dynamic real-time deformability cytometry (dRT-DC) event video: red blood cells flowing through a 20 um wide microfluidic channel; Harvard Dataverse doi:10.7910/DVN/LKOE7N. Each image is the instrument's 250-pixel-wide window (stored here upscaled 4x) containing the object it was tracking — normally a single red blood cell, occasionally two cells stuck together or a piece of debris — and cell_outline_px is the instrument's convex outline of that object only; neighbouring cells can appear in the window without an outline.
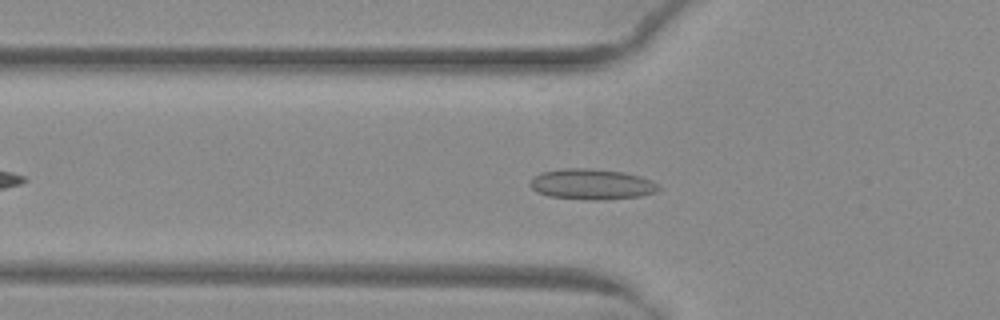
{"species": "common noctule bat (a hibernating species)", "species_latin": "Nyctalus noctula", "temperature_condition": "warm", "stored_images_in_passage": 40, "camera_frame_rate_fps": 3000, "um_per_image_px": 0.085, "animal": {"sex": "female", "body_mass_g": 29.2, "forearm_length_mm": 56.3}, "frame": {"image": 1, "passage_image": 6, "time_ms": 1.667, "image_size_px": [1000, 320], "cell_outline_px": [[660, 188], [656, 192], [640, 196], [600, 200], [588, 200], [548, 196], [536, 192], [528, 184], [540, 172], [564, 168], [584, 168], [624, 172], [640, 176], [652, 180]], "centroid_in_image_um": [50.28, 15.66], "position_along_channel_um": 75.5, "area_um2": 22.89}}
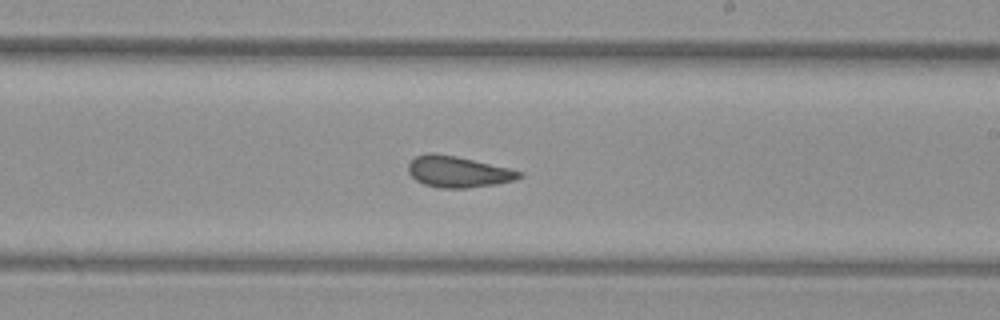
{"frame": {"image": 2, "passage_image": 19, "time_ms": 6.0, "image_size_px": [1000, 320], "cell_outline_px": [[524, 176], [516, 180], [496, 184], [468, 188], [440, 188], [424, 184], [416, 180], [408, 172], [408, 164], [416, 156], [432, 152], [456, 156], [508, 168], [524, 172]], "centroid_in_image_um": [38.95, 14.61], "position_along_channel_um": 250.0, "area_um2": 20.17}}
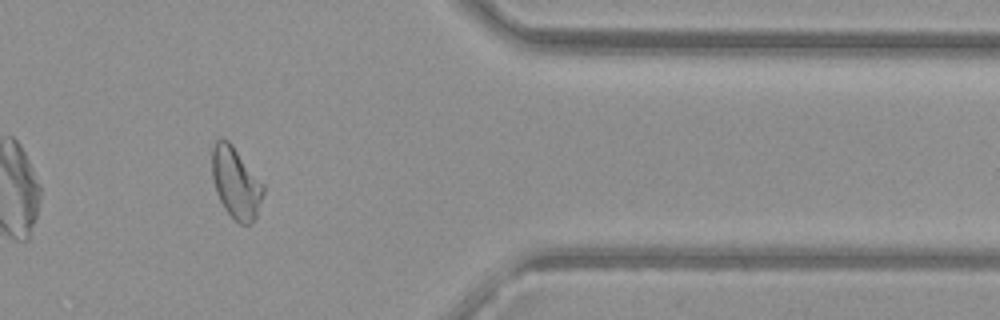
{"frame": {"image": 3, "passage_image": 31, "time_ms": 10.0, "image_size_px": [1000, 320], "cell_outline_px": [[264, 192], [256, 216], [248, 224], [240, 224], [224, 208], [216, 192], [212, 176], [212, 148], [216, 140], [220, 136], [228, 140], [232, 144], [264, 184]], "centroid_in_image_um": [20.04, 15.49], "position_along_channel_um": 391.4, "area_um2": 21.15}, "authors_computed_cell_mechanics": {"area_um2": 20.7791, "velocity_mm_per_s": 4.0233, "shape_relaxation_time_tau1_ms": null, "shape_relaxation_time_tau2_ms": 1.7006, "deformation_change_tau1": null, "deformation_change_tau2": 0.0873}}